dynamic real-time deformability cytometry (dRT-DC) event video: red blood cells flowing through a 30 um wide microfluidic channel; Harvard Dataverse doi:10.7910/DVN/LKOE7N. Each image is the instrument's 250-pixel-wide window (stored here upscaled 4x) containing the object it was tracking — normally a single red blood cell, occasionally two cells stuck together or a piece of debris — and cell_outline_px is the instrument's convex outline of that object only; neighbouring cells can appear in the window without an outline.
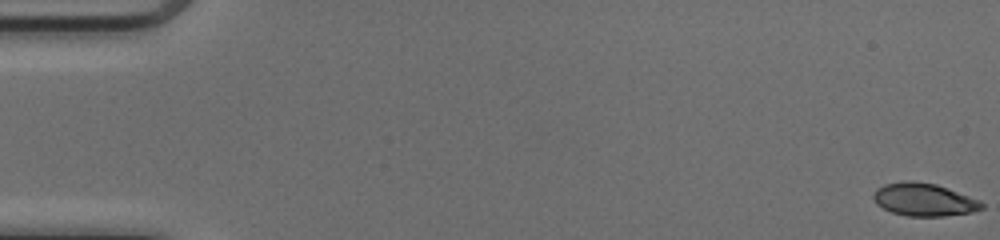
{"species": "common noctule bat (a hibernating species)", "species_latin": "Nyctalus noctula", "temperature_condition": "cold", "stored_images_in_passage": 51, "camera_frame_rate_fps": 3000, "um_per_image_px": 0.085, "animal": {"sex": "female", "body_mass_g": 17.0, "forearm_length_mm": 48.0}, "frame": {"image": 1, "passage_image": 1, "time_ms": 0.0, "image_size_px": [1000, 240], "cell_outline_px": [[984, 208], [972, 212], [944, 216], [908, 216], [892, 212], [876, 204], [872, 196], [876, 188], [884, 184], [908, 180], [912, 180], [936, 184], [980, 200], [984, 204]], "centroid_in_image_um": [78.53, 16.96], "position_along_channel_um": 6.5, "area_um2": 20.75}}
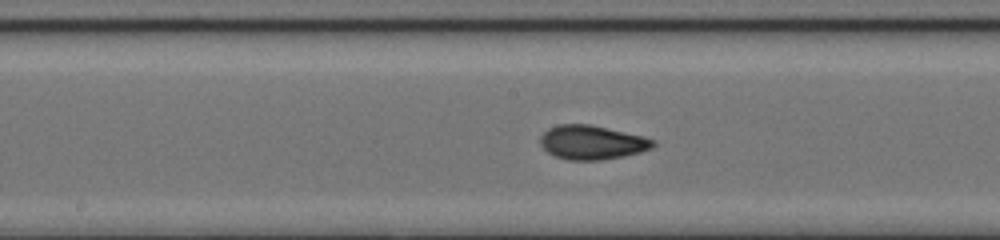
{"frame": {"image": 2, "passage_image": 27, "time_ms": 8.667, "image_size_px": [1000, 240], "cell_outline_px": [[656, 144], [652, 148], [640, 152], [624, 156], [600, 160], [568, 160], [556, 156], [548, 152], [540, 144], [540, 136], [548, 128], [560, 124], [588, 124], [644, 136], [656, 140]], "centroid_in_image_um": [50.33, 12.1], "position_along_channel_um": 197.9, "area_um2": 22.37}}
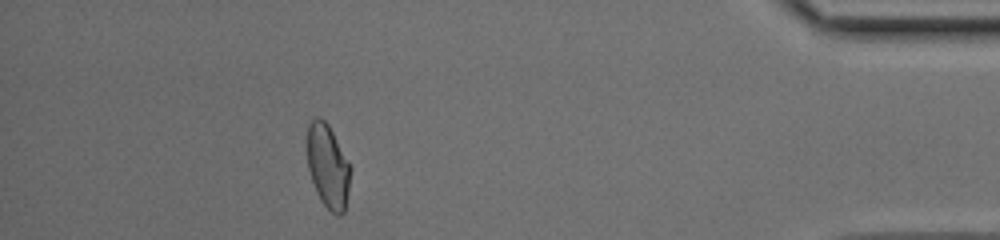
{"frame": {"image": 3, "passage_image": 46, "time_ms": 15.0, "image_size_px": [1000, 240], "cell_outline_px": [[352, 168], [344, 212], [340, 216], [336, 216], [320, 200], [316, 192], [308, 168], [304, 140], [308, 124], [316, 116], [320, 116], [328, 124]], "centroid_in_image_um": [27.83, 14.08], "position_along_channel_um": 407.4, "area_um2": 21.62}, "authors_computed_cell_mechanics": {"area_um2": 21.4438, "velocity_mm_per_s": 4.1446, "shape_relaxation_time_tau1_ms": 5.089, "shape_relaxation_time_tau2_ms": 1.2804, "deformation_change_tau1": 0.1896, "deformation_change_tau2": 0.0655}}